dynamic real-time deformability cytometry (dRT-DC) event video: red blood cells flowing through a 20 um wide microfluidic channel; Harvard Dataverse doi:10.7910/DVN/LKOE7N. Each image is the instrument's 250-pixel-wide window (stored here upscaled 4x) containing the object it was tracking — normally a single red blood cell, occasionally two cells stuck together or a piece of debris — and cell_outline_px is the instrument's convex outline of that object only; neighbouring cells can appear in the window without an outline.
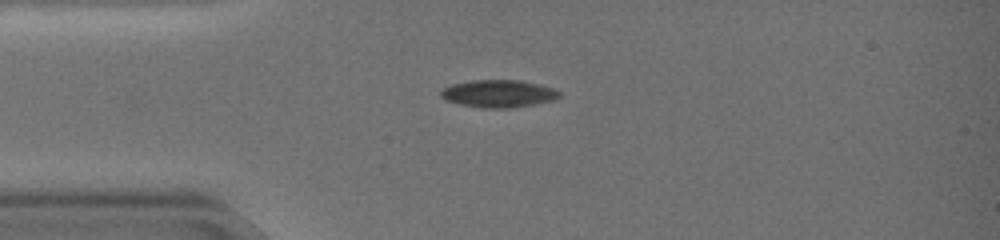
{"species": "common noctule bat (a hibernating species)", "species_latin": "Nyctalus noctula", "temperature_condition": "warm", "stored_images_in_passage": 42, "camera_frame_rate_fps": 3000, "um_per_image_px": 0.085, "animal": {"sex": "female", "body_mass_g": 19.0, "forearm_length_mm": 51.5}, "frame": {"image": 1, "passage_image": 1, "time_ms": 0.0, "image_size_px": [1000, 240], "cell_outline_px": [[560, 96], [556, 100], [516, 108], [480, 108], [456, 104], [444, 100], [440, 96], [440, 92], [444, 88], [452, 84], [472, 80], [520, 80], [540, 84], [552, 88], [560, 92]], "centroid_in_image_um": [42.37, 7.97], "position_along_channel_um": 42.6, "area_um2": 19.36}}
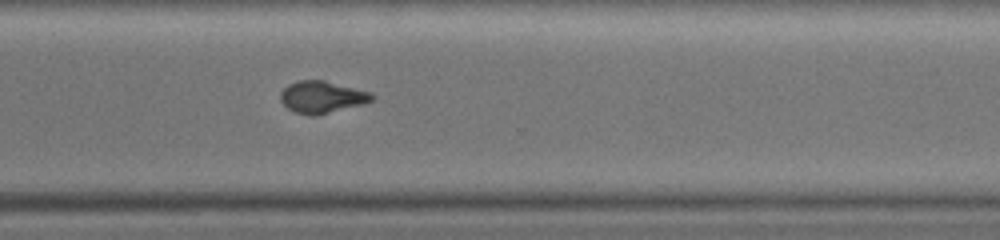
{"frame": {"image": 2, "passage_image": 28, "time_ms": 9.0, "image_size_px": [1000, 240], "cell_outline_px": [[376, 96], [372, 100], [364, 104], [316, 116], [312, 116], [296, 112], [288, 108], [280, 100], [280, 92], [288, 84], [300, 80], [324, 80], [372, 92]], "centroid_in_image_um": [27.39, 8.25], "position_along_channel_um": 343.2, "area_um2": 17.17}}
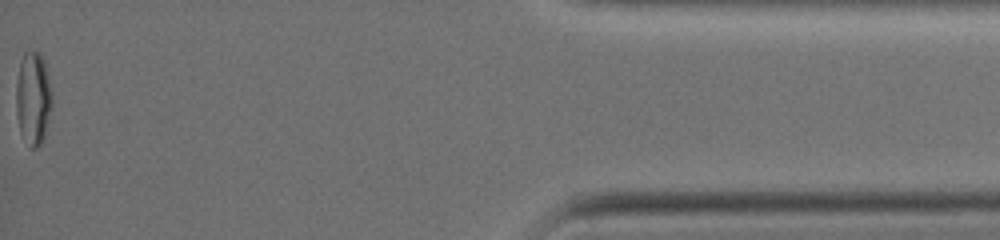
{"frame": {"image": 3, "passage_image": 42, "time_ms": 13.667, "image_size_px": [1000, 240], "cell_outline_px": [[52, 104], [44, 136], [40, 144], [36, 148], [32, 148], [20, 132], [16, 112], [16, 80], [20, 60], [24, 52], [40, 52], [44, 60], [48, 72], [52, 92]], "centroid_in_image_um": [2.82, 8.3], "position_along_channel_um": 432.4, "area_um2": 19.59}, "authors_computed_cell_mechanics": {"area_um2": 18.6983, "velocity_mm_per_s": 3.5441, "shape_relaxation_time_tau1_ms": 10.4184, "shape_relaxation_time_tau2_ms": 2.9173, "deformation_change_tau1": 0.2102, "deformation_change_tau2": 0.0623}}